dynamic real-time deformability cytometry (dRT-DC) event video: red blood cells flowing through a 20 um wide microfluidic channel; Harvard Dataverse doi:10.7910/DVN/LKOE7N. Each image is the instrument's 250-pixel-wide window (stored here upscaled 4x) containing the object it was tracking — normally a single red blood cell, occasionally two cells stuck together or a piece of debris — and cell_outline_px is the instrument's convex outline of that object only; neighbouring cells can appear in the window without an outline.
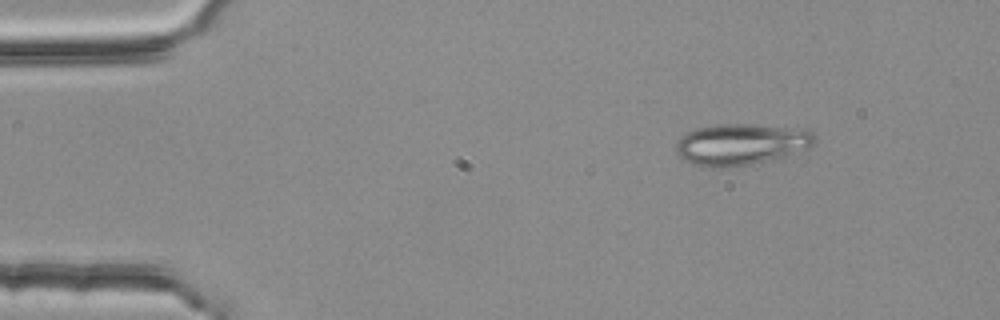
{"species": "common noctule bat (a hibernating species)", "species_latin": "Nyctalus noctula", "temperature_condition": "room temperature", "stored_images_in_passage": 2, "camera_frame_rate_fps": 3000, "um_per_image_px": 0.085, "animal": {"sex": "female", "body_mass_g": 25.1}, "frame": {"image": 1, "passage_image": 1, "time_ms": 0.0, "image_size_px": [1000, 320], "cell_outline_px": [[816, 144], [808, 148], [784, 156], [752, 164], [724, 168], [708, 168], [692, 164], [684, 160], [676, 152], [676, 140], [684, 132], [696, 128], [720, 124], [756, 124], [804, 128], [812, 132], [816, 140]], "centroid_in_image_um": [62.97, 12.26], "position_along_channel_um": 22.0, "area_um2": 33.99}}